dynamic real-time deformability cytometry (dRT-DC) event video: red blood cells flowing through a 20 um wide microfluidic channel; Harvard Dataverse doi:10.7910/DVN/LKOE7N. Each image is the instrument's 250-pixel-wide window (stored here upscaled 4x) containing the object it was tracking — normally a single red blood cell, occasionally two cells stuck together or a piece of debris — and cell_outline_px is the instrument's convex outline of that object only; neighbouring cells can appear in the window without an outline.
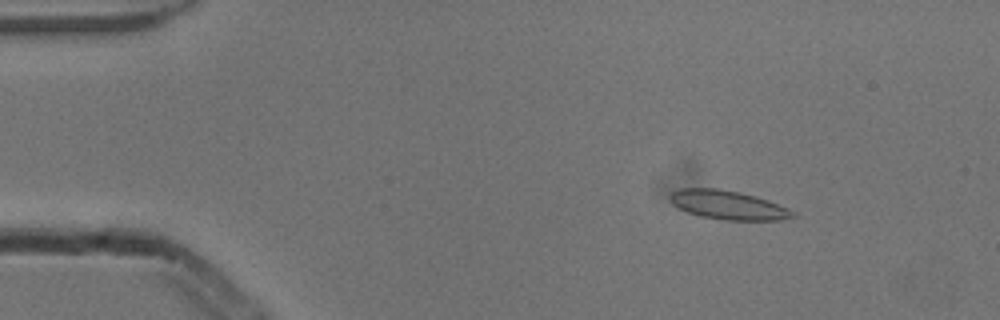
{"species": "common noctule bat (a hibernating species)", "species_latin": "Nyctalus noctula", "temperature_condition": "cold", "stored_images_in_passage": 53, "camera_frame_rate_fps": 3000, "um_per_image_px": 0.085, "animal": {"sex": "male", "body_mass_g": 13.3}, "frame": {"image": 1, "passage_image": 7, "time_ms": 2.0, "image_size_px": [1000, 320], "cell_outline_px": [[796, 216], [780, 220], [724, 220], [700, 216], [688, 212], [672, 204], [668, 200], [668, 196], [672, 192], [680, 188], [716, 188], [740, 192], [756, 196], [768, 200], [788, 208], [796, 212]], "centroid_in_image_um": [61.87, 17.42], "position_along_channel_um": 23.1, "area_um2": 20.81}}
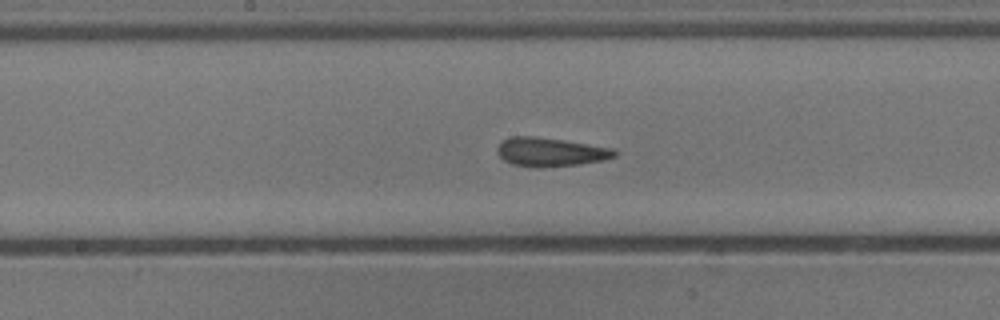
{"frame": {"image": 2, "passage_image": 27, "time_ms": 8.667, "image_size_px": [1000, 320], "cell_outline_px": [[616, 156], [604, 160], [576, 164], [536, 168], [512, 164], [504, 160], [496, 152], [500, 144], [504, 140], [512, 136], [532, 136], [564, 140], [616, 148]], "centroid_in_image_um": [46.81, 12.92], "position_along_channel_um": 201.4, "area_um2": 19.59}}
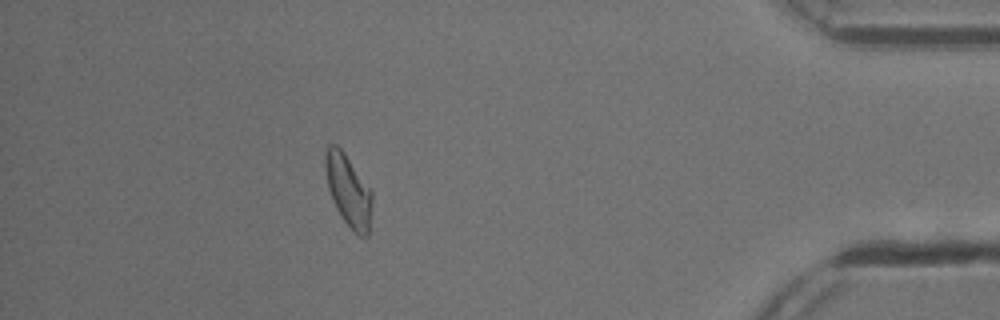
{"frame": {"image": 3, "passage_image": 47, "time_ms": 15.333, "image_size_px": [1000, 320], "cell_outline_px": [[372, 200], [368, 236], [360, 236], [344, 220], [336, 208], [328, 188], [324, 164], [324, 152], [328, 144], [336, 144], [344, 152], [372, 192]], "centroid_in_image_um": [29.58, 16.14], "position_along_channel_um": 405.6, "area_um2": 19.25}, "authors_computed_cell_mechanics": {"area_um2": 19.5364, "velocity_mm_per_s": 3.8264, "shape_relaxation_time_tau1_ms": 4.2982, "shape_relaxation_time_tau2_ms": 1.633, "deformation_change_tau1": 0.1135, "deformation_change_tau2": 0.0814}}